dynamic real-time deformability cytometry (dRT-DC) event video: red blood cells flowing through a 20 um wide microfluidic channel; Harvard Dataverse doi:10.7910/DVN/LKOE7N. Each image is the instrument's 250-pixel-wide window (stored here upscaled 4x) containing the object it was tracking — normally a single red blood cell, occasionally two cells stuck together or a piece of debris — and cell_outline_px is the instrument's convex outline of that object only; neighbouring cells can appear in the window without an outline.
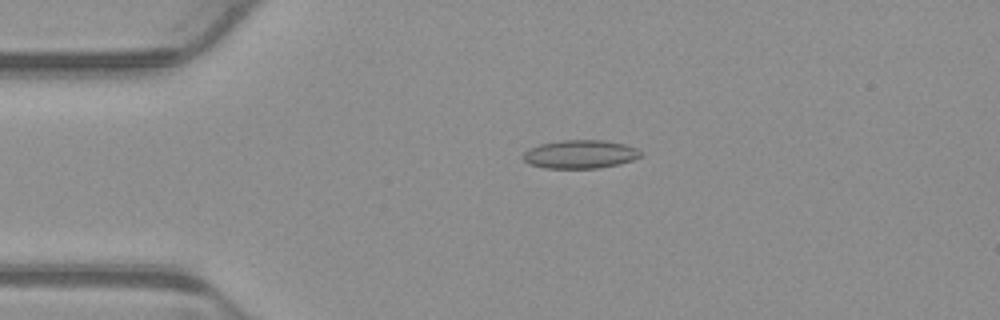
{"species": "common noctule bat (a hibernating species)", "species_latin": "Nyctalus noctula", "temperature_condition": "warm", "stored_images_in_passage": 4, "camera_frame_rate_fps": 3000, "um_per_image_px": 0.085, "animal": {"sex": "male", "body_mass_g": 23.1, "forearm_length_mm": 52.7}, "frame": {"image": 1, "passage_image": 3, "time_ms": 0.667, "image_size_px": [1000, 320], "cell_outline_px": [[644, 152], [640, 156], [632, 160], [620, 164], [600, 168], [544, 168], [528, 164], [524, 160], [524, 152], [528, 148], [540, 144], [564, 140], [604, 140], [624, 144], [636, 148]], "centroid_in_image_um": [49.32, 13.11], "position_along_channel_um": 35.7, "area_um2": 19.54}}